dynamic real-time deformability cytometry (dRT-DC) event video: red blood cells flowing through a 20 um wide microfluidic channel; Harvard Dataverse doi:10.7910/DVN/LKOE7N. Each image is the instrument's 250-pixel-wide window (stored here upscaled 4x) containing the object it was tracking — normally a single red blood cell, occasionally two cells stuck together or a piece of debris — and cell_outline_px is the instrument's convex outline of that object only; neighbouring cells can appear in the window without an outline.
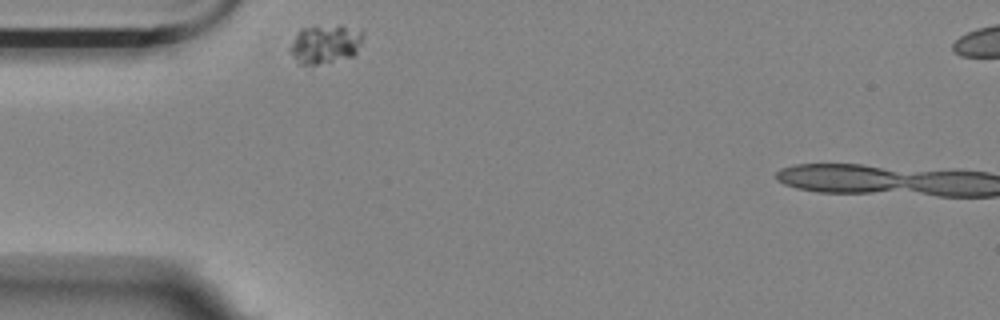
{"species": "Egyptian fruit bat (a non-hibernating species)", "species_latin": "Rousettus aegyptiacus", "temperature_condition": "room temperature", "stored_images_in_passage": 35, "camera_frame_rate_fps": 3000, "um_per_image_px": 0.085, "animal": {"sex": "female"}, "frame": {"image": 1, "passage_image": 1, "time_ms": 0.0, "image_size_px": [1000, 320], "cell_outline_px": [[364, 36], [356, 52], [352, 56], [316, 64], [300, 64], [288, 48], [300, 28], [340, 24], [360, 28], [364, 32]], "centroid_in_image_um": [27.68, 3.69], "position_along_channel_um": 57.3, "area_um2": 16.53}}
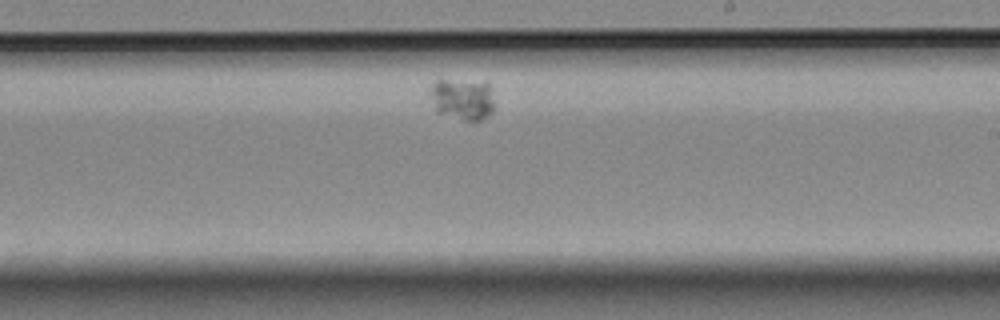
{"frame": {"image": 2, "passage_image": 21, "time_ms": 6.667, "image_size_px": [1000, 320], "cell_outline_px": [[492, 112], [488, 116], [480, 120], [464, 120], [436, 112], [428, 92], [432, 84], [436, 80], [488, 80], [492, 100]], "centroid_in_image_um": [39.28, 8.39], "position_along_channel_um": 249.7, "area_um2": 15.78}}
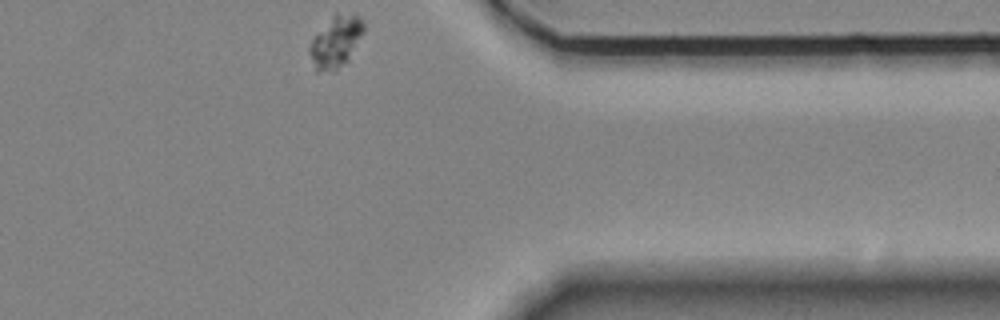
{"frame": {"image": 3, "passage_image": 35, "time_ms": 11.333, "image_size_px": [1000, 320], "cell_outline_px": [[364, 28], [348, 60], [336, 72], [316, 72], [308, 52], [308, 48], [312, 36], [336, 12], [356, 16], [364, 24]], "centroid_in_image_um": [28.46, 3.6], "position_along_channel_um": 382.9, "area_um2": 16.24}}